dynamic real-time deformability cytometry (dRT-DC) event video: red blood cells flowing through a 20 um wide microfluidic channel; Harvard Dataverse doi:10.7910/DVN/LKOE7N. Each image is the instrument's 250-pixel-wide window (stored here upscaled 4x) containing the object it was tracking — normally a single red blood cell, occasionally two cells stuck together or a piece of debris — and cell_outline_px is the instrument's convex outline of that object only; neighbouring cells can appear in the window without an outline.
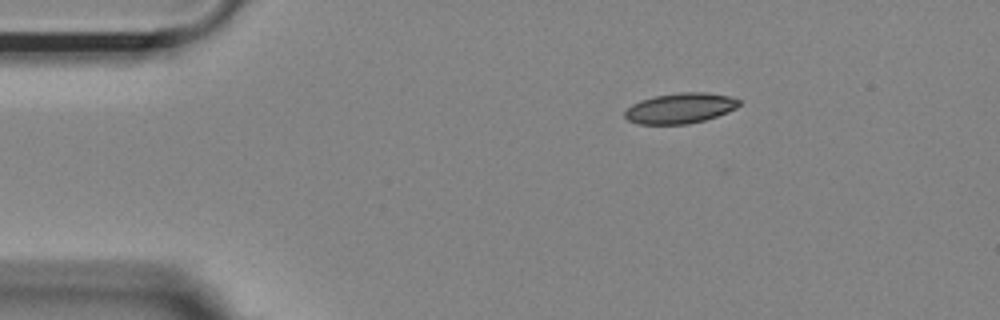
{"species": "Egyptian fruit bat (a non-hibernating species)", "species_latin": "Rousettus aegyptiacus", "temperature_condition": "room temperature", "stored_images_in_passage": 21, "camera_frame_rate_fps": 3000, "um_per_image_px": 0.085, "animal": {"sex": "female"}, "frame": {"image": 1, "passage_image": 1, "time_ms": 0.0, "image_size_px": [1000, 320], "cell_outline_px": [[740, 104], [736, 108], [728, 112], [704, 120], [688, 124], [640, 124], [628, 120], [624, 116], [624, 112], [632, 104], [640, 100], [656, 96], [680, 92], [708, 92], [728, 96], [740, 100]], "centroid_in_image_um": [57.82, 9.19], "position_along_channel_um": 27.2, "area_um2": 20.17}}
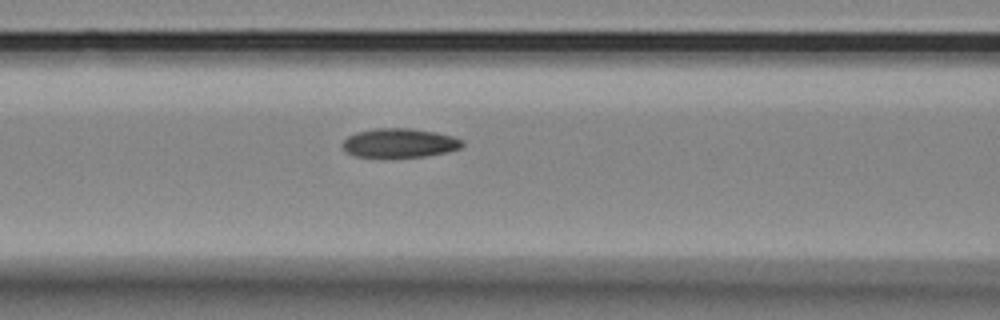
{"frame": {"image": 2, "passage_image": 14, "time_ms": 4.333, "image_size_px": [1000, 320], "cell_outline_px": [[464, 144], [460, 148], [448, 152], [424, 156], [352, 156], [344, 152], [340, 144], [348, 136], [356, 132], [376, 128], [412, 128], [436, 132], [452, 136], [464, 140]], "centroid_in_image_um": [33.94, 12.14], "position_along_channel_um": 132.7, "area_um2": 20.35}}
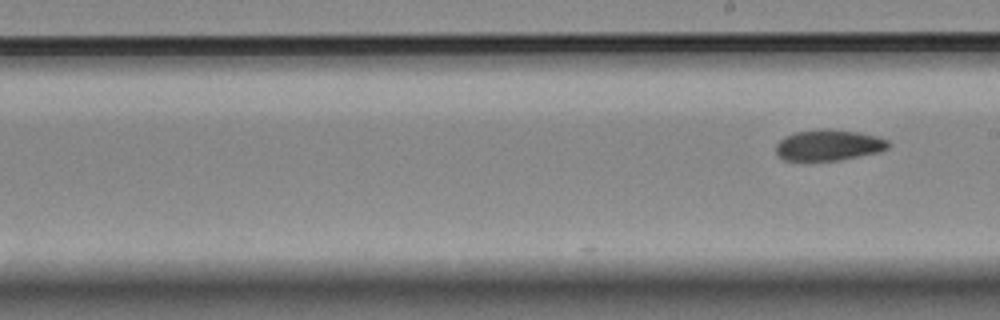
{"frame": {"image": 3, "passage_image": 21, "time_ms": 6.667, "image_size_px": [1000, 320], "cell_outline_px": [[892, 144], [888, 148], [880, 152], [840, 160], [784, 160], [776, 152], [776, 144], [784, 136], [796, 132], [820, 128], [824, 128], [856, 132], [876, 136], [888, 140]], "centroid_in_image_um": [70.45, 12.33], "position_along_channel_um": 218.5, "area_um2": 20.29}}